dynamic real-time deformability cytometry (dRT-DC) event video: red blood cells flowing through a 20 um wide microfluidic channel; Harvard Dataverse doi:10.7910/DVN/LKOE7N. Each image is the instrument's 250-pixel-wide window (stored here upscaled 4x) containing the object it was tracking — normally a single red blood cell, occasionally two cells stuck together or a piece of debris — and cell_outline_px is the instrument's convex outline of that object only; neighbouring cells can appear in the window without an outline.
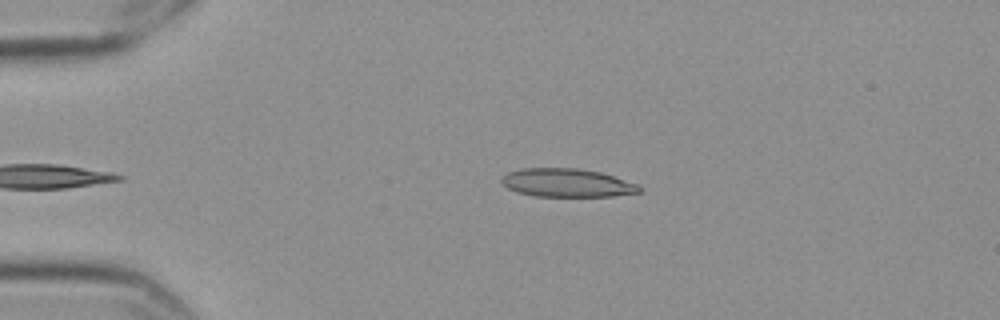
{"species": "Egyptian fruit bat (a non-hibernating species)", "species_latin": "Rousettus aegyptiacus", "temperature_condition": "cold", "stored_images_in_passage": 40, "camera_frame_rate_fps": 3000, "um_per_image_px": 0.085, "frame": {"image": 1, "passage_image": 2, "time_ms": 0.333, "image_size_px": [1000, 320], "cell_outline_px": [[644, 188], [640, 192], [612, 196], [532, 196], [516, 192], [508, 188], [500, 180], [500, 176], [508, 172], [520, 168], [576, 168], [600, 172], [640, 184]], "centroid_in_image_um": [48.19, 15.54], "position_along_channel_um": 36.8, "area_um2": 23.0}}
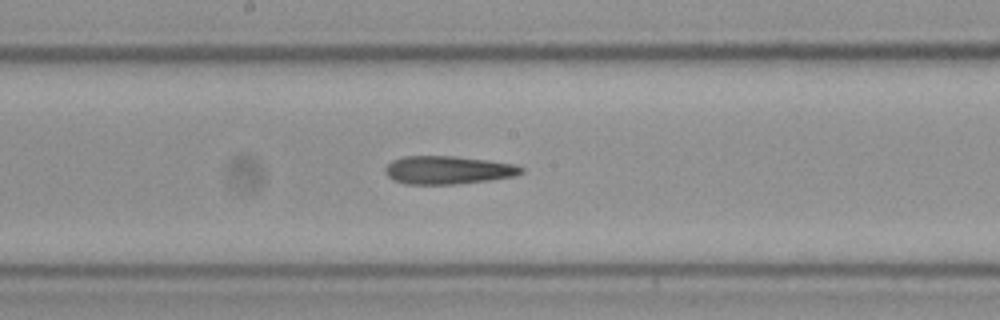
{"frame": {"image": 2, "passage_image": 20, "time_ms": 6.333, "image_size_px": [1000, 320], "cell_outline_px": [[524, 172], [516, 176], [488, 180], [456, 184], [404, 184], [388, 176], [384, 172], [384, 168], [392, 160], [404, 156], [456, 156], [488, 160], [516, 164], [524, 168]], "centroid_in_image_um": [38.1, 14.45], "position_along_channel_um": 210.1, "area_um2": 22.43}}
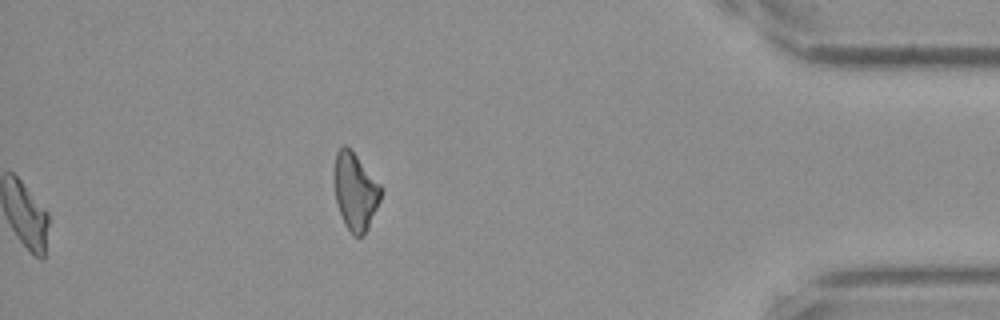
{"frame": {"image": 3, "passage_image": 40, "time_ms": 13.0, "image_size_px": [1000, 320], "cell_outline_px": [[380, 200], [368, 228], [360, 236], [352, 236], [344, 224], [336, 200], [332, 172], [336, 152], [344, 144], [356, 156], [380, 184]], "centroid_in_image_um": [30.15, 16.27], "position_along_channel_um": 405.0, "area_um2": 20.81}, "authors_computed_cell_mechanics": {"area_um2": 22.2819, "velocity_mm_per_s": 3.5554, "shape_relaxation_time_tau1_ms": null, "shape_relaxation_time_tau2_ms": 3.949, "deformation_change_tau1": null, "deformation_change_tau2": 0.1607}}